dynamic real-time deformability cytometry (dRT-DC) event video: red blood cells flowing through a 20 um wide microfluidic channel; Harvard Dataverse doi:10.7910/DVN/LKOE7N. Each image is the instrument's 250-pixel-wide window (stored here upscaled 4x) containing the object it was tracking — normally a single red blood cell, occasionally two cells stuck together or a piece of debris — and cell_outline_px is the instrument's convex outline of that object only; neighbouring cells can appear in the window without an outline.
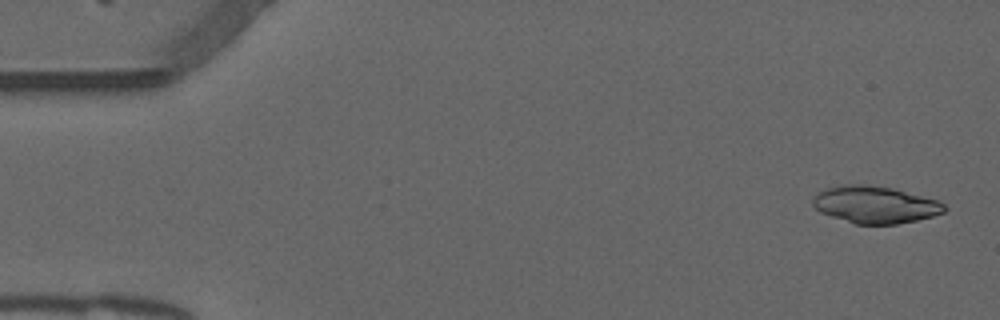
{"species": "common noctule bat (a hibernating species)", "species_latin": "Nyctalus noctula", "temperature_condition": "warm", "stored_images_in_passage": 11, "camera_frame_rate_fps": 3000, "um_per_image_px": 0.085, "animal": {"sex": "male", "forearm_length_mm": 52.5}, "frame": {"image": 1, "passage_image": 1, "time_ms": 0.0, "image_size_px": [1000, 320], "cell_outline_px": [[948, 208], [944, 212], [932, 216], [916, 220], [896, 224], [856, 224], [820, 212], [812, 204], [812, 200], [820, 192], [828, 188], [840, 184], [868, 184], [892, 188], [940, 200]], "centroid_in_image_um": [74.42, 17.39], "position_along_channel_um": 10.6, "area_um2": 28.38}}